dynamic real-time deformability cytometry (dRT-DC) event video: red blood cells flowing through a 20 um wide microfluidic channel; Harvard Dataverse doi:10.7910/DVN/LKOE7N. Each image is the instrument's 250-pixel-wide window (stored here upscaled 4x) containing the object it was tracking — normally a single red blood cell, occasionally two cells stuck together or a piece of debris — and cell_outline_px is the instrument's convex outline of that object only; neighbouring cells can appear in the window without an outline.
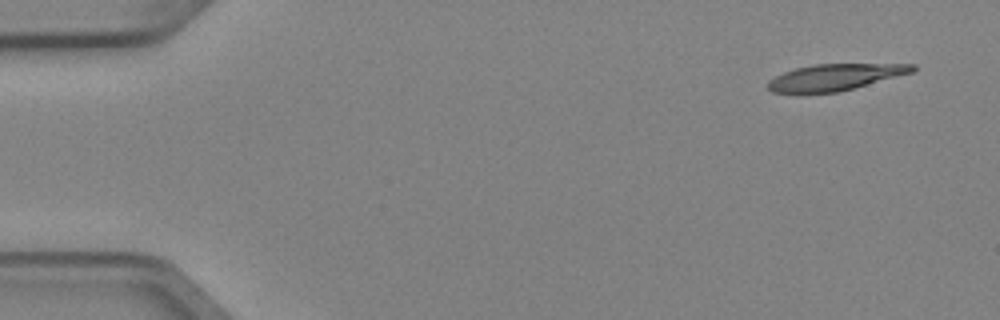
{"species": "Egyptian fruit bat (a non-hibernating species)", "species_latin": "Rousettus aegyptiacus", "temperature_condition": "cold", "stored_images_in_passage": 4, "camera_frame_rate_fps": 3000, "um_per_image_px": 0.085, "animal": {"sex": "female"}, "frame": {"image": 1, "passage_image": 1, "time_ms": 0.0, "image_size_px": [1000, 320], "cell_outline_px": [[916, 72], [836, 92], [772, 92], [768, 88], [768, 80], [784, 72], [796, 68], [812, 64], [916, 64]], "centroid_in_image_um": [71.03, 6.54], "position_along_channel_um": 14.0, "area_um2": 21.96}}
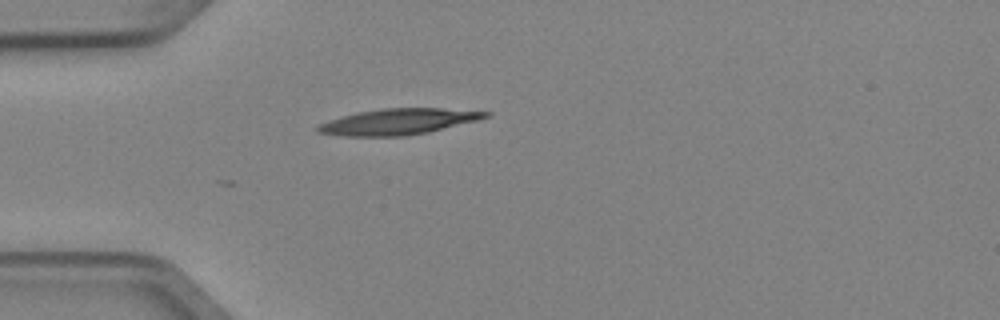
{"frame": {"image": 2, "passage_image": 4, "time_ms": 1.0, "image_size_px": [1000, 320], "cell_outline_px": [[492, 112], [488, 116], [476, 120], [428, 132], [404, 136], [340, 136], [316, 132], [316, 128], [320, 124], [356, 112], [380, 108], [440, 108]], "centroid_in_image_um": [33.83, 10.34], "position_along_channel_um": 51.2, "area_um2": 25.03}}